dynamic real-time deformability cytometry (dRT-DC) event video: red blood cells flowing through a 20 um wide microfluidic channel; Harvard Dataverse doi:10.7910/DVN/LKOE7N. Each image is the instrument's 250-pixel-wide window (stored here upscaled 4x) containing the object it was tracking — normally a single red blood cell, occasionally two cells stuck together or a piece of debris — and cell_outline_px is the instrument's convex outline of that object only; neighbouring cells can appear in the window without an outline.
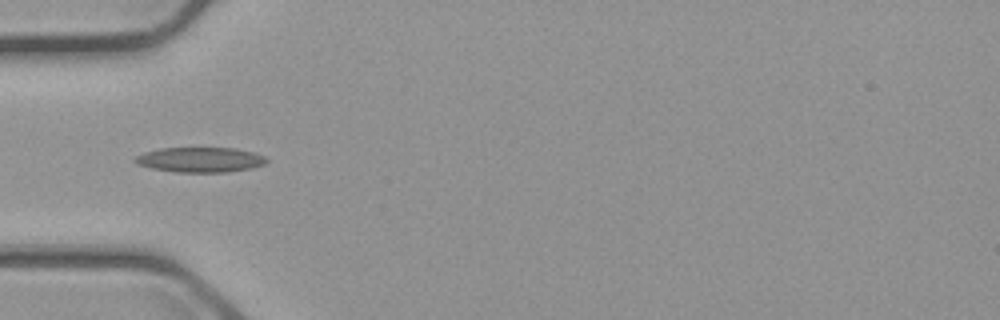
{"species": "common noctule bat (a hibernating species)", "species_latin": "Nyctalus noctula", "temperature_condition": "cold", "stored_images_in_passage": 9, "camera_frame_rate_fps": 3000, "um_per_image_px": 0.085, "animal": {"sex": "male", "body_mass_g": 23.1, "forearm_length_mm": 52.7}, "frame": {"image": 1, "passage_image": 7, "time_ms": 7.667, "image_size_px": [1000, 320], "cell_outline_px": [[268, 160], [264, 164], [252, 168], [228, 172], [176, 172], [152, 168], [136, 164], [132, 160], [136, 156], [144, 152], [160, 148], [236, 148], [252, 152], [264, 156]], "centroid_in_image_um": [17.0, 13.58], "position_along_channel_um": 68.0, "area_um2": 19.19}}
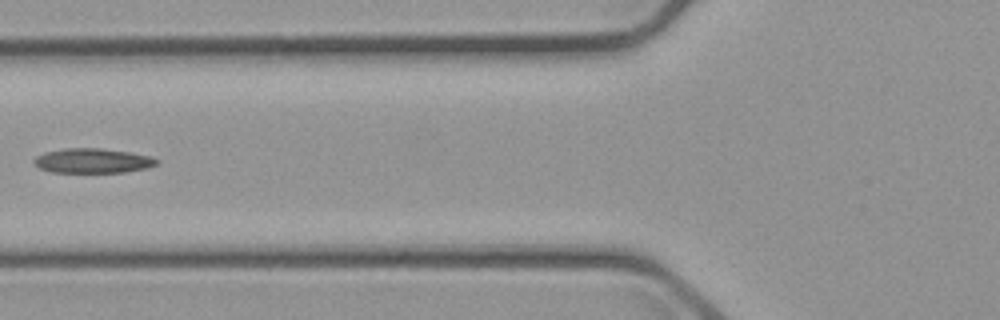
{"frame": {"image": 2, "passage_image": 8, "time_ms": 9.0, "image_size_px": [1000, 320], "cell_outline_px": [[160, 160], [156, 164], [148, 168], [124, 172], [52, 172], [40, 168], [32, 164], [32, 160], [36, 156], [44, 152], [64, 148], [100, 148], [128, 152], [152, 156]], "centroid_in_image_um": [7.86, 13.66], "position_along_channel_um": 117.9, "area_um2": 17.74}}
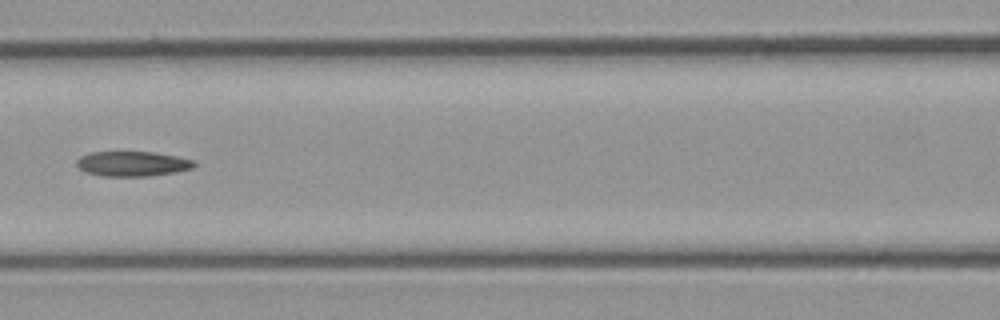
{"frame": {"image": 3, "passage_image": 9, "time_ms": 10.0, "image_size_px": [1000, 320], "cell_outline_px": [[196, 164], [192, 168], [176, 172], [148, 176], [100, 176], [84, 172], [76, 164], [76, 160], [80, 156], [92, 152], [152, 152], [176, 156], [196, 160]], "centroid_in_image_um": [11.25, 13.92], "position_along_channel_um": 155.3, "area_um2": 17.17}}